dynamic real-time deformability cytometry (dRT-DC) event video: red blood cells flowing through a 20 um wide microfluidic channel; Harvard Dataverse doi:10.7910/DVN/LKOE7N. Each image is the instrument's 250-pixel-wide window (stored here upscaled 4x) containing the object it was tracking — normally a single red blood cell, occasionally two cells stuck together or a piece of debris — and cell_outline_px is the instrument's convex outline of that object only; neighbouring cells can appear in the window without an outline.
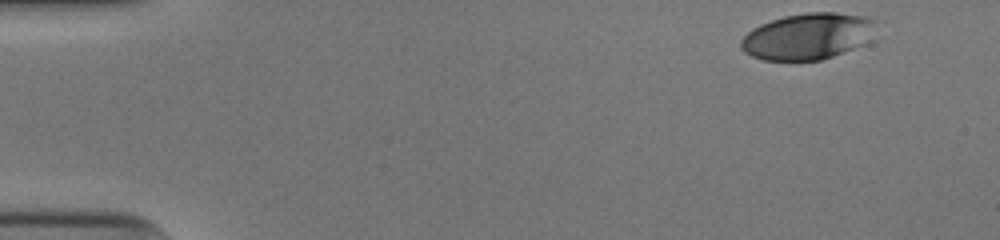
{"species": "human", "species_latin": "Homo sapiens", "temperature_condition": "cold", "stored_images_in_passage": 40, "camera_frame_rate_fps": 3000, "um_per_image_px": 0.085, "donor": {"sex": "male"}, "frame": {"image": 1, "passage_image": 1, "time_ms": 0.0, "image_size_px": [1000, 240], "cell_outline_px": [[880, 20], [864, 44], [832, 56], [820, 60], [764, 60], [752, 56], [744, 52], [740, 48], [740, 40], [752, 28], [760, 24], [784, 16], [808, 12], [836, 12], [864, 16]], "centroid_in_image_um": [68.65, 3.07], "position_along_channel_um": 16.3, "area_um2": 36.47}}
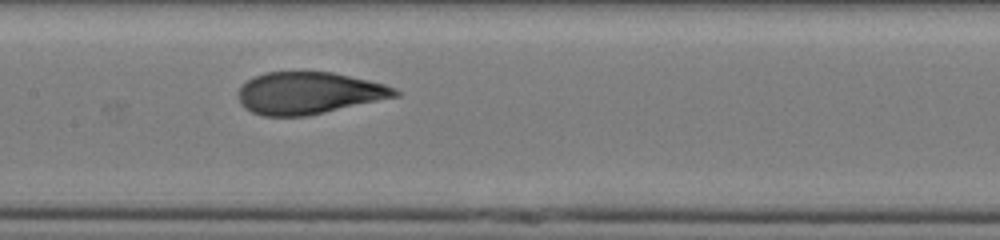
{"frame": {"image": 2, "passage_image": 23, "time_ms": 7.333, "image_size_px": [1000, 240], "cell_outline_px": [[400, 96], [308, 116], [264, 116], [252, 112], [244, 108], [240, 100], [240, 88], [252, 76], [264, 72], [332, 72], [368, 80], [384, 84], [396, 88], [400, 92]], "centroid_in_image_um": [26.28, 7.91], "position_along_channel_um": 181.1, "area_um2": 38.38}}
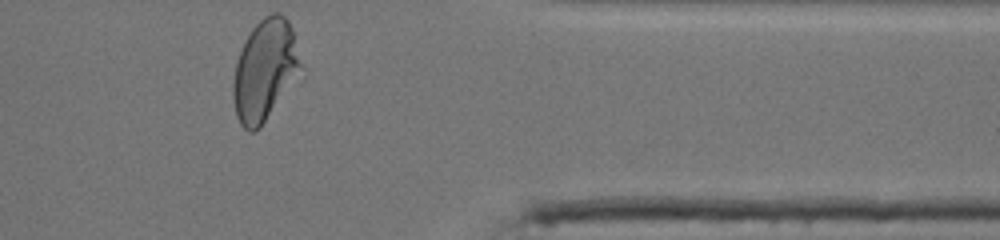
{"frame": {"image": 3, "passage_image": 40, "time_ms": 13.0, "image_size_px": [1000, 240], "cell_outline_px": [[300, 64], [260, 128], [256, 132], [248, 132], [240, 124], [236, 116], [232, 96], [232, 84], [236, 64], [240, 52], [252, 28], [264, 16], [272, 12], [280, 12], [288, 20], [292, 28]], "centroid_in_image_um": [22.42, 5.94], "position_along_channel_um": 389.0, "area_um2": 38.09}, "authors_computed_cell_mechanics": {"area_um2": 38.437, "velocity_mm_per_s": 3.9338, "shape_relaxation_time_tau1_ms": 5.5657, "shape_relaxation_time_tau2_ms": 0.8185, "deformation_change_tau1": 0.235, "deformation_change_tau2": 0.0728}}